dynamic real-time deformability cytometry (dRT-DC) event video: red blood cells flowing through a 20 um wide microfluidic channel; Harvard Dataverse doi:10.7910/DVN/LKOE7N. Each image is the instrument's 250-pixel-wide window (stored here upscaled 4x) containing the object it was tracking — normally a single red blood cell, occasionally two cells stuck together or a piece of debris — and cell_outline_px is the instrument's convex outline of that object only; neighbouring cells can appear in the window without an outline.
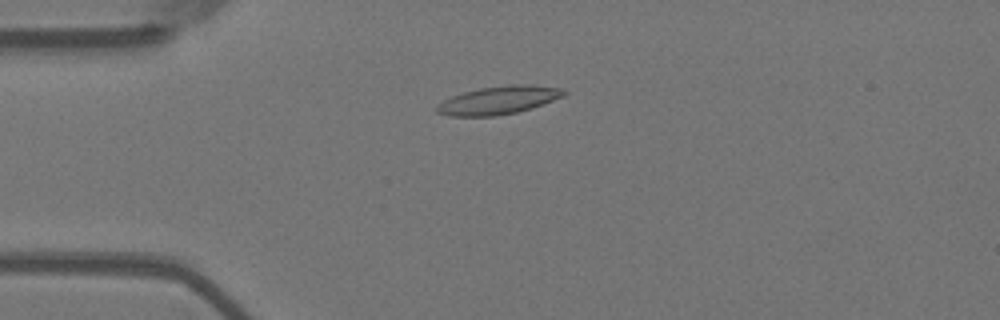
{"species": "Egyptian fruit bat (a non-hibernating species)", "species_latin": "Rousettus aegyptiacus", "temperature_condition": "warm", "stored_images_in_passage": 52, "camera_frame_rate_fps": 3000, "um_per_image_px": 0.085, "animal": {"sex": "female"}, "frame": {"image": 1, "passage_image": 13, "time_ms": 4.0, "image_size_px": [1000, 320], "cell_outline_px": [[568, 92], [564, 96], [532, 108], [516, 112], [496, 116], [448, 116], [436, 112], [436, 108], [444, 100], [452, 96], [464, 92], [480, 88], [508, 84], [528, 84], [560, 88]], "centroid_in_image_um": [42.4, 8.51], "position_along_channel_um": 42.6, "area_um2": 20.75}}
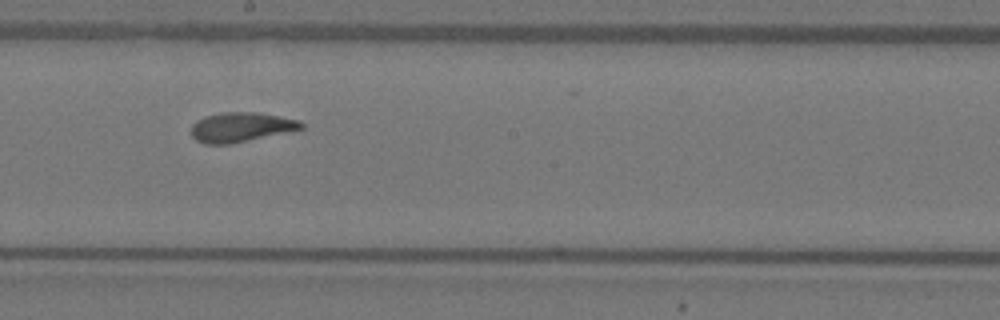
{"frame": {"image": 2, "passage_image": 30, "time_ms": 9.667, "image_size_px": [1000, 320], "cell_outline_px": [[304, 128], [228, 144], [204, 144], [196, 140], [192, 136], [192, 124], [196, 120], [204, 116], [220, 112], [260, 112], [300, 120], [304, 124]], "centroid_in_image_um": [20.46, 10.78], "position_along_channel_um": 227.7, "area_um2": 18.9}}
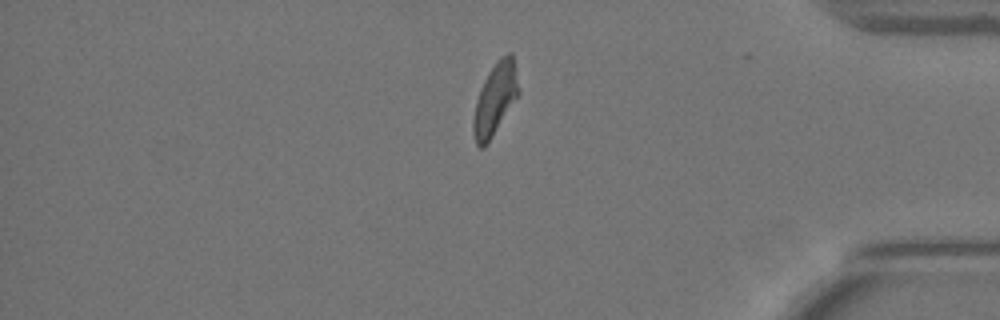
{"frame": {"image": 3, "passage_image": 46, "time_ms": 15.0, "image_size_px": [1000, 320], "cell_outline_px": [[520, 92], [492, 136], [484, 148], [480, 148], [476, 144], [472, 132], [472, 120], [476, 100], [480, 88], [488, 72], [496, 60], [500, 56], [508, 52], [512, 52]], "centroid_in_image_um": [42.06, 8.4], "position_along_channel_um": 393.1, "area_um2": 18.96}, "authors_computed_cell_mechanics": {"area_um2": 19.1607, "velocity_mm_per_s": 3.6319, "shape_relaxation_time_tau1_ms": 3.9142, "shape_relaxation_time_tau2_ms": 1.901, "deformation_change_tau1": 0.15, "deformation_change_tau2": 0.0827}}